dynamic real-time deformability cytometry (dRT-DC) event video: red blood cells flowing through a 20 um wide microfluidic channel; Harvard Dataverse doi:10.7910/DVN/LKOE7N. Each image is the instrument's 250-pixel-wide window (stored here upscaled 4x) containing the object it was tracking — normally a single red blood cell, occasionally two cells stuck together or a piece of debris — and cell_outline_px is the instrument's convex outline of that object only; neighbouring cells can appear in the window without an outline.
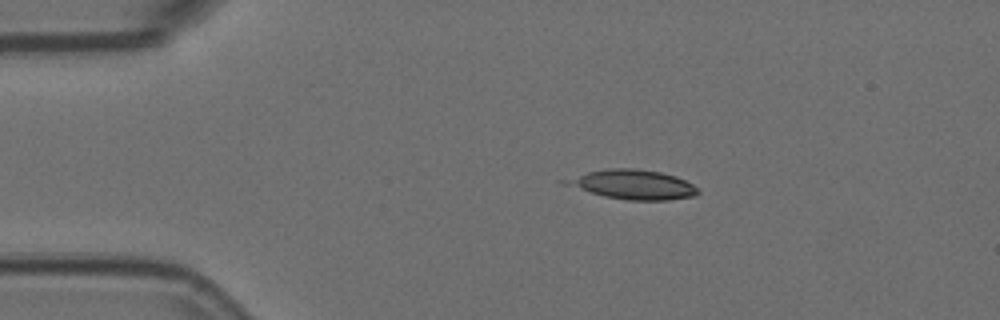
{"species": "Egyptian fruit bat (a non-hibernating species)", "species_latin": "Rousettus aegyptiacus", "temperature_condition": "room temperature", "stored_images_in_passage": 6, "camera_frame_rate_fps": 3000, "um_per_image_px": 0.085, "animal": {"sex": "female"}, "frame": {"image": 1, "passage_image": 2, "time_ms": 0.333, "image_size_px": [1000, 320], "cell_outline_px": [[700, 192], [696, 196], [668, 200], [628, 200], [604, 196], [560, 184], [556, 180], [588, 172], [612, 168], [632, 168], [660, 172], [676, 176], [692, 184]], "centroid_in_image_um": [53.72, 15.68], "position_along_channel_um": 31.3, "area_um2": 22.83}}
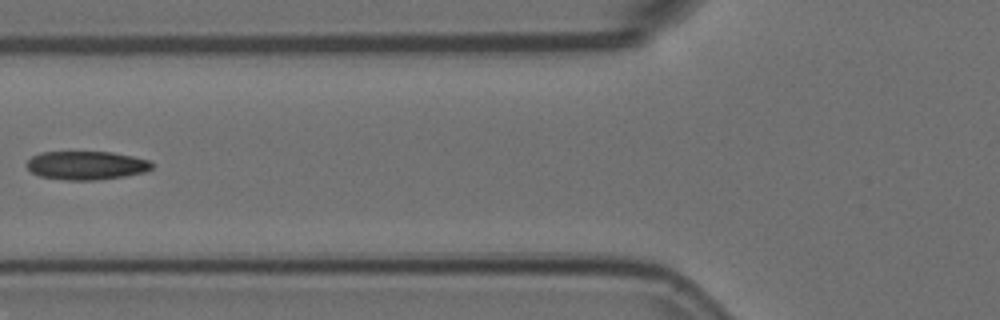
{"frame": {"image": 2, "passage_image": 5, "time_ms": 1.333, "image_size_px": [1000, 320], "cell_outline_px": [[152, 168], [144, 172], [124, 176], [96, 180], [64, 180], [40, 176], [32, 172], [28, 168], [28, 160], [32, 156], [40, 152], [112, 152], [132, 156], [148, 160], [152, 164]], "centroid_in_image_um": [7.33, 14.06], "position_along_channel_um": 118.5, "area_um2": 20.69}}
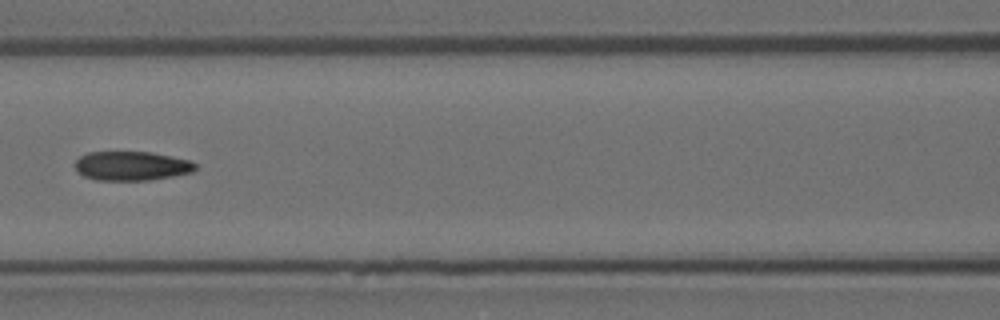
{"frame": {"image": 3, "passage_image": 6, "time_ms": 1.667, "image_size_px": [1000, 320], "cell_outline_px": [[196, 168], [192, 172], [152, 180], [96, 180], [84, 176], [76, 168], [76, 160], [80, 156], [88, 152], [152, 152], [192, 160], [196, 164]], "centroid_in_image_um": [11.22, 14.1], "position_along_channel_um": 155.4, "area_um2": 20.46}}